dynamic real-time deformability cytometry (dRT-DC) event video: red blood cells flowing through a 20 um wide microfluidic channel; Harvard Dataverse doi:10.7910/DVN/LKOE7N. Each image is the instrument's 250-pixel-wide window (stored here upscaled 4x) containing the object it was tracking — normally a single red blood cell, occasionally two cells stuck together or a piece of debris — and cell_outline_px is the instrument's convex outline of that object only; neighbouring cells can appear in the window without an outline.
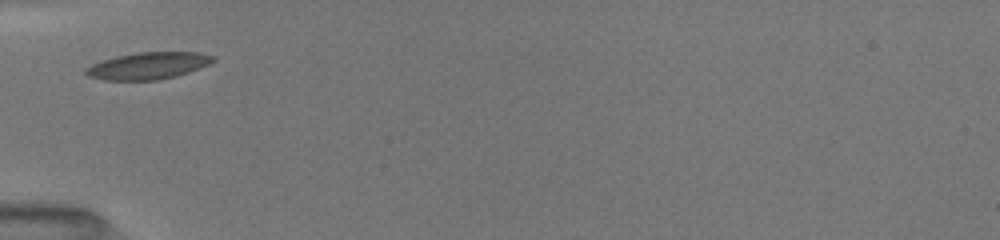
{"species": "common noctule bat (a hibernating species)", "species_latin": "Nyctalus noctula", "temperature_condition": "room temperature", "stored_images_in_passage": 2, "camera_frame_rate_fps": 3000, "um_per_image_px": 0.085, "animal": {"sex": "female", "body_mass_g": 19.5, "forearm_length_mm": 54.1}, "frame": {"image": 1, "passage_image": 1, "time_ms": 0.0, "image_size_px": [1000, 240], "cell_outline_px": [[216, 60], [208, 64], [188, 72], [176, 76], [156, 80], [104, 80], [88, 76], [84, 72], [84, 68], [92, 64], [116, 56], [136, 52], [200, 52], [216, 56]], "centroid_in_image_um": [12.59, 5.58], "position_along_channel_um": 72.4, "area_um2": 20.0}}
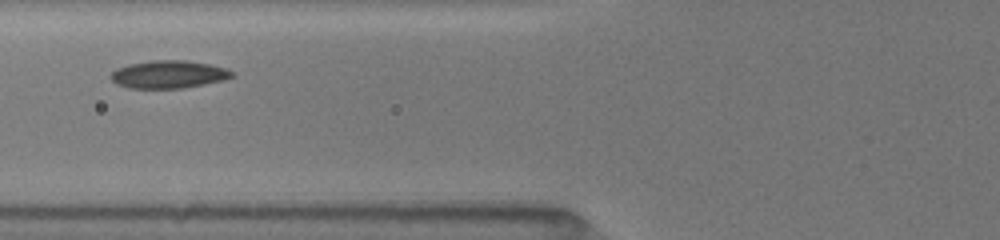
{"frame": {"image": 2, "passage_image": 2, "time_ms": 1.0, "image_size_px": [1000, 240], "cell_outline_px": [[236, 76], [224, 80], [184, 88], [128, 88], [116, 84], [108, 76], [116, 68], [128, 64], [152, 60], [184, 60], [208, 64], [224, 68], [232, 72]], "centroid_in_image_um": [14.29, 6.32], "position_along_channel_um": 111.5, "area_um2": 19.65}}